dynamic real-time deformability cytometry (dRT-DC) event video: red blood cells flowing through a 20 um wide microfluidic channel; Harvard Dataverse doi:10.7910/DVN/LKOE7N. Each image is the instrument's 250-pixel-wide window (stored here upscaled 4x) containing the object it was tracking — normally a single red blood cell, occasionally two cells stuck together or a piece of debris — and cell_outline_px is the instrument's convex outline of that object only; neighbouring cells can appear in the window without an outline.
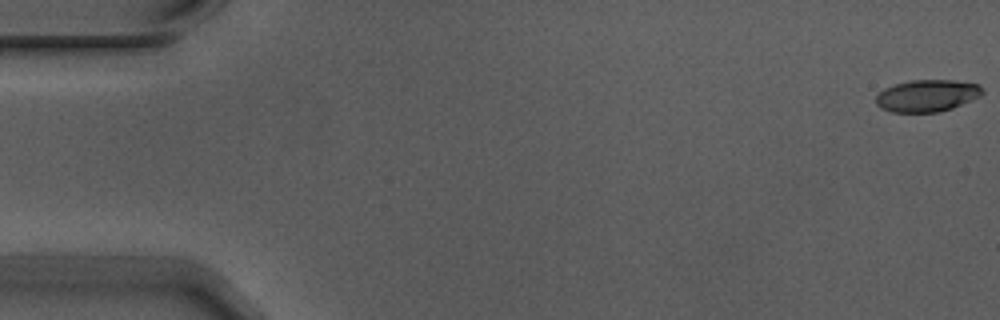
{"species": "Egyptian fruit bat (a non-hibernating species)", "species_latin": "Rousettus aegyptiacus", "temperature_condition": "warm", "stored_images_in_passage": 6, "camera_frame_rate_fps": 3000, "um_per_image_px": 0.085, "animal": {"sex": "male"}, "frame": {"image": 1, "passage_image": 1, "time_ms": 0.0, "image_size_px": [1000, 320], "cell_outline_px": [[984, 92], [980, 96], [952, 108], [940, 112], [892, 112], [880, 108], [876, 104], [876, 96], [884, 88], [896, 84], [912, 80], [952, 80], [980, 84]], "centroid_in_image_um": [78.8, 8.13], "position_along_channel_um": 6.2, "area_um2": 19.83}}